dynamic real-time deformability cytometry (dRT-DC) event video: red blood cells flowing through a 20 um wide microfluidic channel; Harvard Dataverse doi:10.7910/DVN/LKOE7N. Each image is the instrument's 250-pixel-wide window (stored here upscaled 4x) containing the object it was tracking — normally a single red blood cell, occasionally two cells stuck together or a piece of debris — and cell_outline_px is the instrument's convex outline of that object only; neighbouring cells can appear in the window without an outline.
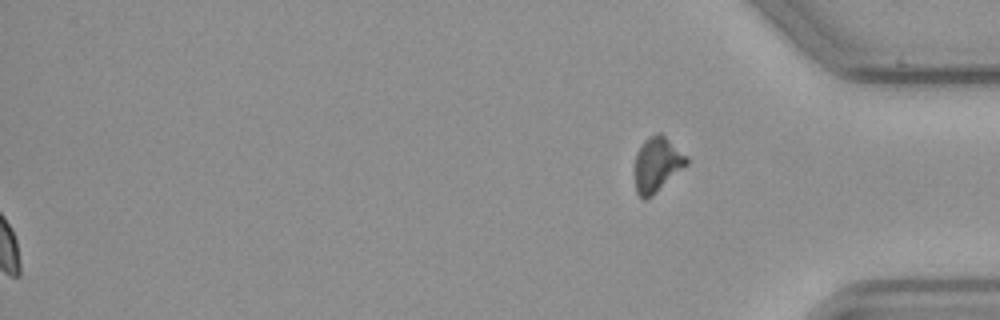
{"species": "common noctule bat (a hibernating species)", "species_latin": "Nyctalus noctula", "temperature_condition": "cold", "stored_images_in_passage": 44, "segment_of_instrument_passage": [2, 2], "camera_frame_rate_fps": 3000, "um_per_image_px": 0.085, "animal": {"sex": "male", "body_mass_g": 23.1, "forearm_length_mm": 52.7}, "frame": {"image": 1, "passage_image": 44, "time_ms": 14.333, "image_size_px": [1000, 320], "cell_outline_px": [[688, 164], [652, 196], [644, 200], [636, 192], [636, 152], [644, 140], [648, 136], [656, 132], [660, 132], [688, 156]], "centroid_in_image_um": [55.87, 13.95], "position_along_channel_um": 379.3, "area_um2": 16.47}}